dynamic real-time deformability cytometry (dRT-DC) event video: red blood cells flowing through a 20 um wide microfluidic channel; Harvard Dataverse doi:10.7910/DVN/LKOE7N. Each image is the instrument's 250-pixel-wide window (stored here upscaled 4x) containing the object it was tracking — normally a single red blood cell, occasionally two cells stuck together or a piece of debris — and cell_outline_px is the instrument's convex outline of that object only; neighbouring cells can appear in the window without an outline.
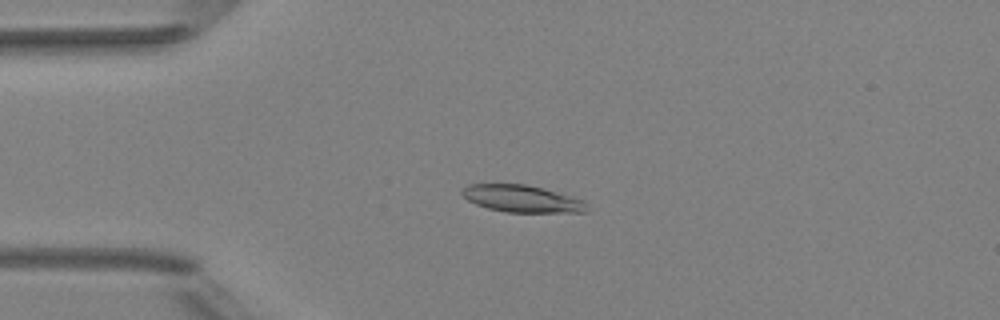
{"species": "Egyptian fruit bat (a non-hibernating species)", "species_latin": "Rousettus aegyptiacus", "temperature_condition": "room temperature", "stored_images_in_passage": 5, "camera_frame_rate_fps": 3000, "um_per_image_px": 0.085, "animal": {"sex": "female"}, "frame": {"image": 1, "passage_image": 2, "time_ms": 1.0, "image_size_px": [1000, 320], "cell_outline_px": [[584, 212], [504, 212], [488, 208], [476, 204], [468, 200], [460, 192], [468, 184], [524, 184], [544, 188], [584, 200]], "centroid_in_image_um": [44.31, 16.88], "position_along_channel_um": 40.7, "area_um2": 19.42}}
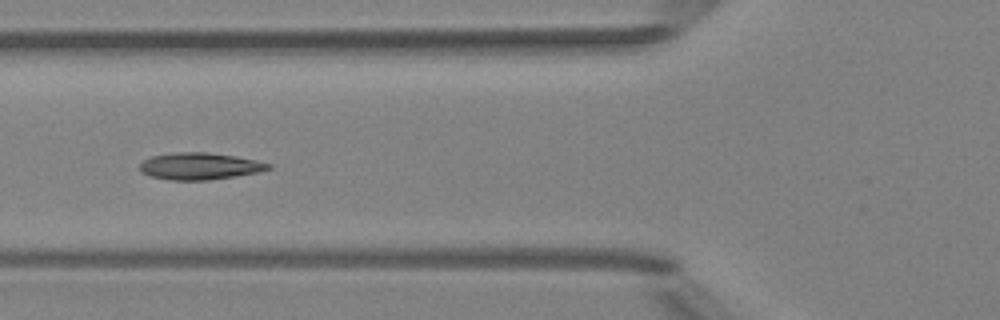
{"frame": {"image": 2, "passage_image": 4, "time_ms": 3.333, "image_size_px": [1000, 320], "cell_outline_px": [[272, 168], [256, 172], [236, 176], [208, 180], [168, 180], [152, 176], [140, 172], [140, 164], [144, 160], [152, 156], [180, 152], [208, 152], [236, 156], [256, 160], [272, 164]], "centroid_in_image_um": [16.99, 14.12], "position_along_channel_um": 108.8, "area_um2": 20.06}}
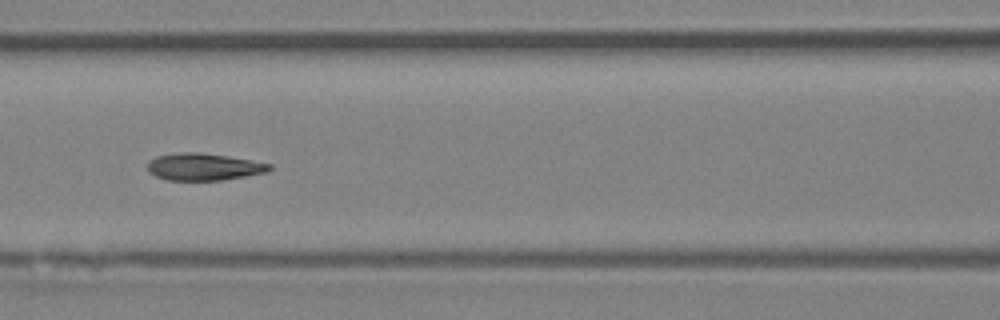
{"frame": {"image": 3, "passage_image": 5, "time_ms": 4.333, "image_size_px": [1000, 320], "cell_outline_px": [[272, 168], [268, 172], [220, 180], [168, 180], [156, 176], [148, 172], [148, 160], [156, 156], [180, 152], [200, 152], [228, 156], [272, 164]], "centroid_in_image_um": [17.3, 14.17], "position_along_channel_um": 149.3, "area_um2": 19.25}}